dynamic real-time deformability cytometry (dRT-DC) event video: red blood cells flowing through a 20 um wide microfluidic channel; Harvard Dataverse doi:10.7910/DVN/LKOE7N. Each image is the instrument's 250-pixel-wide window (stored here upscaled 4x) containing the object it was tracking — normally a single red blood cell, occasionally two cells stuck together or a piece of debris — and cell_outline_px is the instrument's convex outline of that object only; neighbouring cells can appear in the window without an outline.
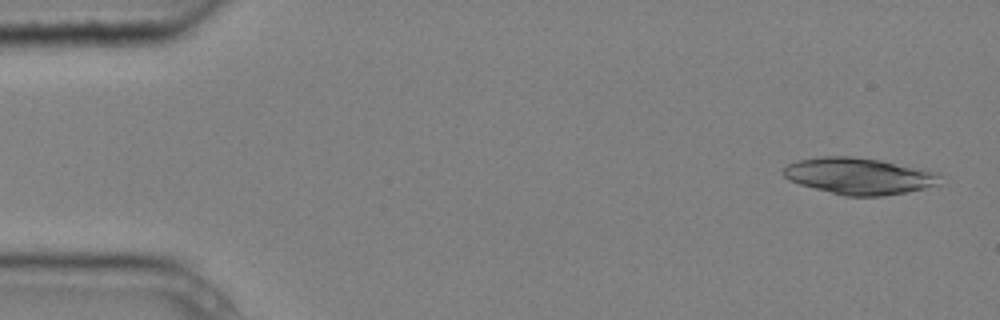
{"species": "common noctule bat (a hibernating species)", "species_latin": "Nyctalus noctula", "temperature_condition": "cold", "stored_images_in_passage": 5, "camera_frame_rate_fps": 3000, "um_per_image_px": 0.085, "animal": {"sex": "male", "body_mass_g": 20.4}, "frame": {"image": 1, "passage_image": 1, "time_ms": 0.0, "image_size_px": [1000, 320], "cell_outline_px": [[940, 184], [924, 188], [884, 196], [844, 196], [800, 184], [788, 180], [784, 176], [784, 168], [788, 164], [796, 160], [820, 156], [848, 156], [880, 160], [924, 168], [940, 172]], "centroid_in_image_um": [73.05, 14.95], "position_along_channel_um": 12.0, "area_um2": 33.52}}